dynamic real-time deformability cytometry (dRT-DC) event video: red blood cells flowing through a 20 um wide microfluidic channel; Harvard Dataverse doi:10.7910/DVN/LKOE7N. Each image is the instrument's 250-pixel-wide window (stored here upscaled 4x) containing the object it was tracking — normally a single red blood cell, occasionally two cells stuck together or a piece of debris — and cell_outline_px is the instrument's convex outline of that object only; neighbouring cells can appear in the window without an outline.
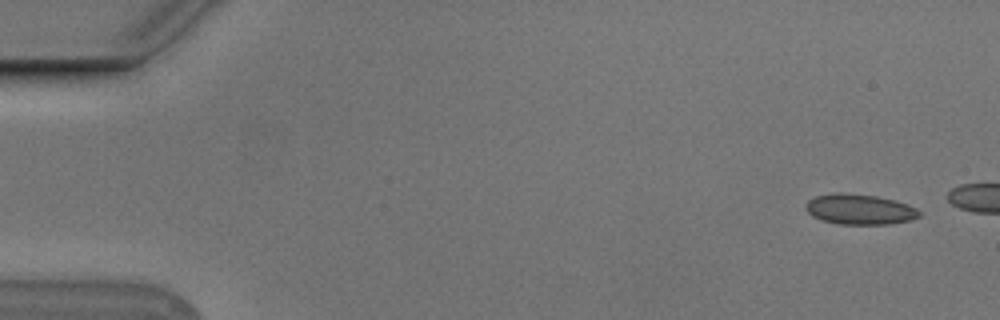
{"species": "Egyptian fruit bat (a non-hibernating species)", "species_latin": "Rousettus aegyptiacus", "temperature_condition": "cold", "stored_images_in_passage": 10, "camera_frame_rate_fps": 3000, "um_per_image_px": 0.085, "animal": {"sex": "male"}, "frame": {"image": 1, "passage_image": 1, "time_ms": 0.0, "image_size_px": [1000, 320], "cell_outline_px": [[920, 216], [908, 220], [888, 224], [840, 224], [824, 220], [812, 216], [804, 208], [804, 204], [808, 200], [816, 196], [836, 192], [840, 192], [876, 196], [896, 200], [908, 204], [916, 208], [920, 212]], "centroid_in_image_um": [73.05, 17.78], "position_along_channel_um": 12.0, "area_um2": 20.06}}